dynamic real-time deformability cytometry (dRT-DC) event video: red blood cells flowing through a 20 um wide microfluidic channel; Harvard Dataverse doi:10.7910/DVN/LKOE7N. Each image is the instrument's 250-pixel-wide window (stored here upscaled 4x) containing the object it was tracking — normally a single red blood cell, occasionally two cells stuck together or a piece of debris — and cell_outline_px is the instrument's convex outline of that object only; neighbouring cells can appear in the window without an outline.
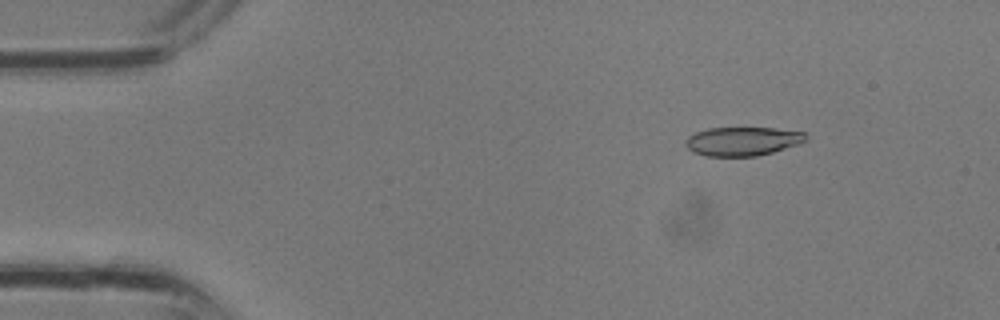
{"species": "common noctule bat (a hibernating species)", "species_latin": "Nyctalus noctula", "temperature_condition": "room temperature", "stored_images_in_passage": 34, "camera_frame_rate_fps": 3000, "um_per_image_px": 0.085, "animal": {"sex": "male", "body_mass_g": 13.3}, "frame": {"image": 1, "passage_image": 5, "time_ms": 1.333, "image_size_px": [1000, 320], "cell_outline_px": [[808, 136], [804, 140], [796, 144], [772, 152], [756, 156], [708, 156], [692, 152], [684, 144], [684, 140], [688, 136], [696, 132], [708, 128], [772, 128], [804, 132]], "centroid_in_image_um": [63.05, 12.0], "position_along_channel_um": 22.0, "area_um2": 20.0}}
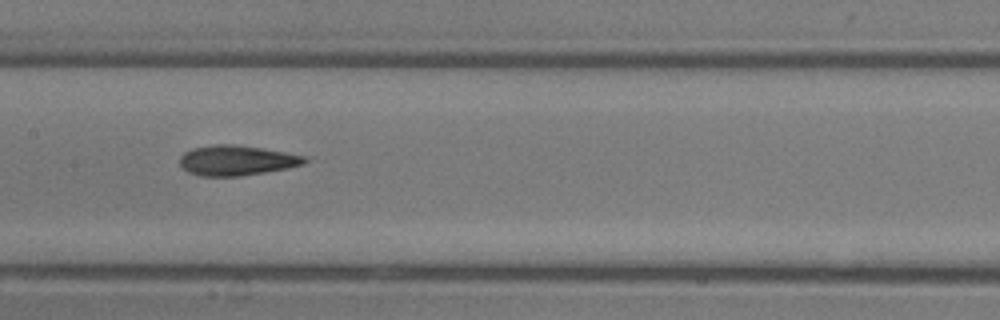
{"frame": {"image": 2, "passage_image": 17, "time_ms": 5.333, "image_size_px": [1000, 320], "cell_outline_px": [[308, 160], [304, 164], [288, 168], [240, 176], [200, 176], [188, 172], [180, 168], [180, 156], [184, 152], [192, 148], [216, 144], [232, 144], [260, 148], [308, 156]], "centroid_in_image_um": [20.09, 13.64], "position_along_channel_um": 187.3, "area_um2": 21.96}}
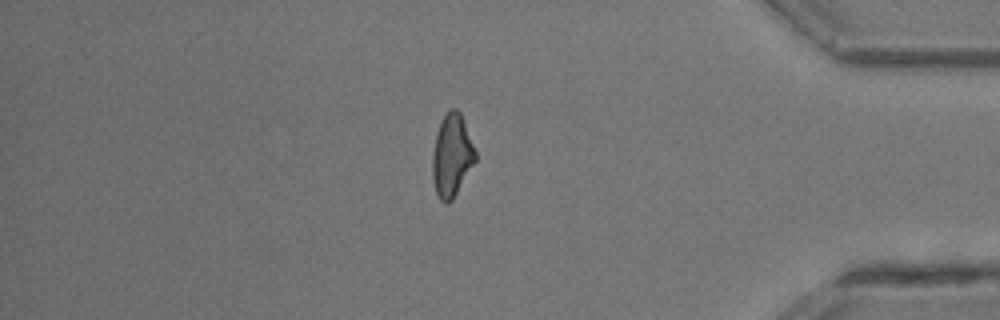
{"frame": {"image": 3, "passage_image": 29, "time_ms": 9.333, "image_size_px": [1000, 320], "cell_outline_px": [[476, 160], [452, 200], [448, 204], [444, 204], [440, 200], [436, 192], [432, 180], [432, 156], [436, 132], [440, 120], [452, 108], [456, 108], [460, 112], [476, 152]], "centroid_in_image_um": [38.38, 13.24], "position_along_channel_um": 396.8, "area_um2": 20.58}}